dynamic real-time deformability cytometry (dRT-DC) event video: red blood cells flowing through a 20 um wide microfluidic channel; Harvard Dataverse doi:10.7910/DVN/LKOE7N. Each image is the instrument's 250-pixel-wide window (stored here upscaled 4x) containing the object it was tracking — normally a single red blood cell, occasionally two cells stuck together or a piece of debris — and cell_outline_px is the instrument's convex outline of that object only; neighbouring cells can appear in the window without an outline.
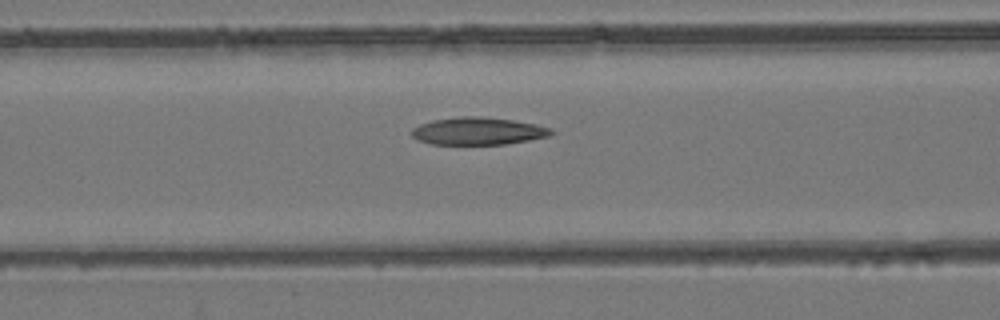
{"species": "common noctule bat (a hibernating species)", "species_latin": "Nyctalus noctula", "temperature_condition": "room temperature", "stored_images_in_passage": 53, "camera_frame_rate_fps": 3000, "um_per_image_px": 0.085, "animal": {"sex": "female", "body_mass_g": 24.6, "forearm_length_mm": 56.2}, "frame": {"image": 1, "passage_image": 22, "time_ms": 7.0, "image_size_px": [1000, 320], "cell_outline_px": [[552, 132], [548, 136], [528, 140], [504, 144], [432, 144], [420, 140], [412, 136], [412, 128], [420, 124], [432, 120], [460, 116], [484, 116], [512, 120], [536, 124], [552, 128]], "centroid_in_image_um": [40.62, 11.13], "position_along_channel_um": 126.0, "area_um2": 22.2}}
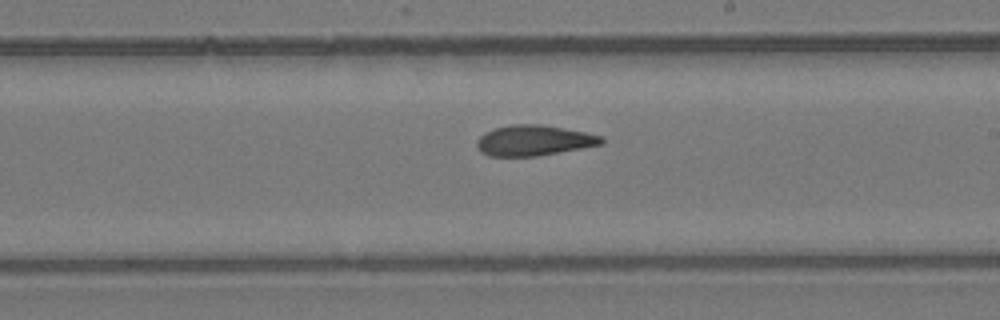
{"frame": {"image": 2, "passage_image": 31, "time_ms": 10.0, "image_size_px": [1000, 320], "cell_outline_px": [[604, 144], [536, 156], [488, 156], [480, 152], [476, 144], [476, 140], [484, 132], [496, 128], [512, 124], [540, 124], [584, 132], [604, 136]], "centroid_in_image_um": [45.36, 11.94], "position_along_channel_um": 243.6, "area_um2": 22.14}}
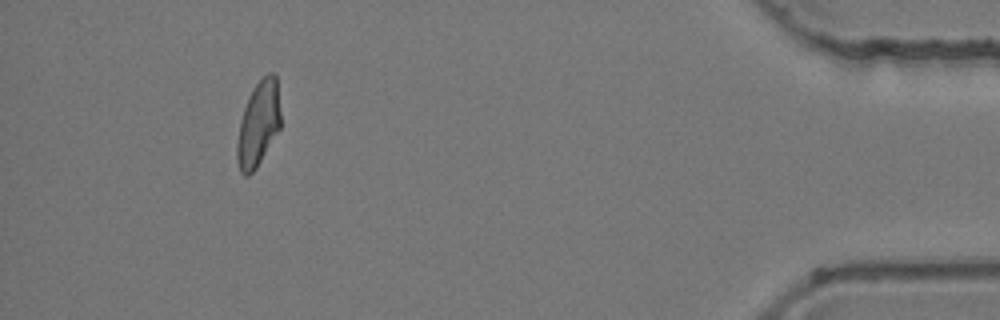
{"frame": {"image": 3, "passage_image": 49, "time_ms": 16.0, "image_size_px": [1000, 320], "cell_outline_px": [[280, 128], [256, 168], [248, 176], [244, 176], [240, 172], [236, 160], [236, 144], [240, 120], [248, 96], [252, 88], [268, 72], [276, 72], [280, 112]], "centroid_in_image_um": [21.95, 10.52], "position_along_channel_um": 413.3, "area_um2": 21.73}, "authors_computed_cell_mechanics": {"area_um2": 22.3686, "velocity_mm_per_s": 3.932, "shape_relaxation_time_tau1_ms": null, "shape_relaxation_time_tau2_ms": 6.0646, "deformation_change_tau1": null, "deformation_change_tau2": 0.1339}}